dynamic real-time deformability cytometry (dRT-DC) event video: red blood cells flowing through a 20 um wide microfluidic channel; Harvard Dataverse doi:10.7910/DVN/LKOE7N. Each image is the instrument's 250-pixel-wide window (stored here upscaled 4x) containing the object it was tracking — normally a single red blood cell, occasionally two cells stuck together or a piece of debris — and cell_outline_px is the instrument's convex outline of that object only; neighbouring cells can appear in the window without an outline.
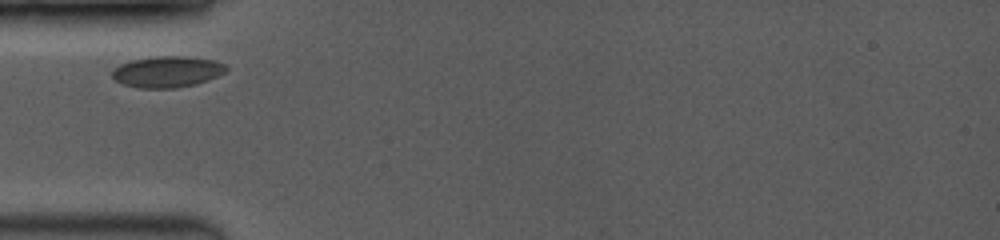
{"species": "common noctule bat (a hibernating species)", "species_latin": "Nyctalus noctula", "temperature_condition": "room temperature", "stored_images_in_passage": 4, "camera_frame_rate_fps": 3500, "um_per_image_px": 0.085, "animal": {"sex": "female", "body_mass_g": 19.0, "forearm_length_mm": 53.3}, "frame": {"image": 1, "passage_image": 1, "time_ms": 0.0, "image_size_px": [1000, 240], "cell_outline_px": [[228, 68], [224, 72], [208, 80], [196, 84], [176, 88], [140, 88], [124, 84], [116, 80], [112, 76], [112, 72], [120, 64], [132, 60], [156, 56], [188, 56], [216, 60], [224, 64]], "centroid_in_image_um": [14.24, 6.09], "position_along_channel_um": 70.8, "area_um2": 20.63}}
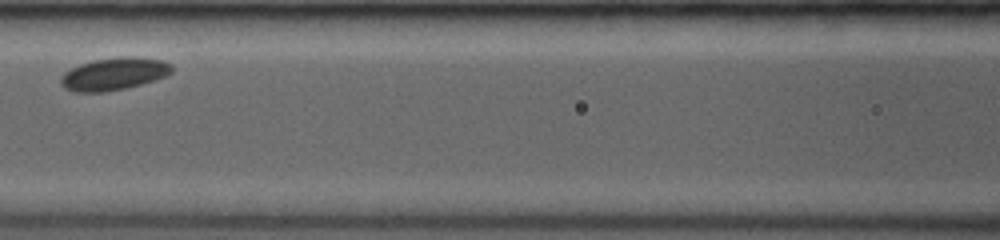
{"frame": {"image": 2, "passage_image": 3, "time_ms": 2.286, "image_size_px": [1000, 240], "cell_outline_px": [[172, 72], [168, 76], [140, 84], [124, 88], [104, 92], [76, 92], [64, 88], [60, 84], [60, 76], [64, 72], [80, 64], [92, 60], [120, 56], [140, 56], [164, 60], [172, 64]], "centroid_in_image_um": [9.71, 6.26], "position_along_channel_um": 156.9, "area_um2": 21.33}}
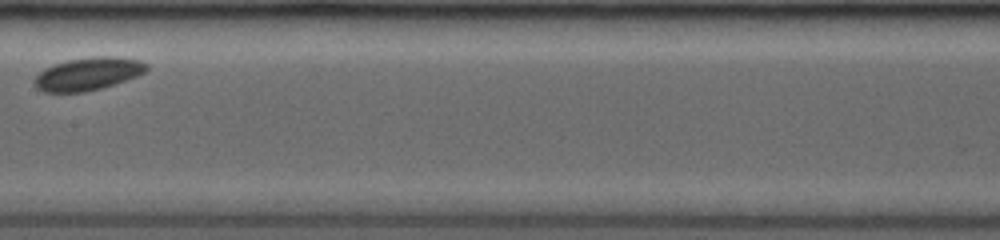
{"frame": {"image": 3, "passage_image": 4, "time_ms": 3.429, "image_size_px": [1000, 240], "cell_outline_px": [[148, 68], [144, 72], [136, 76], [100, 88], [84, 92], [44, 92], [36, 88], [32, 84], [32, 80], [44, 68], [68, 60], [92, 56], [116, 56], [140, 60], [148, 64]], "centroid_in_image_um": [7.44, 6.27], "position_along_channel_um": 200.0, "area_um2": 21.39}}